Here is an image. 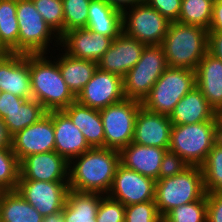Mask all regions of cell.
<instances>
[{
  "label": "cell",
  "instance_id": "cell-1",
  "mask_svg": "<svg viewBox=\"0 0 222 222\" xmlns=\"http://www.w3.org/2000/svg\"><path fill=\"white\" fill-rule=\"evenodd\" d=\"M119 164V151L91 148L69 161V189L107 195Z\"/></svg>",
  "mask_w": 222,
  "mask_h": 222
},
{
  "label": "cell",
  "instance_id": "cell-2",
  "mask_svg": "<svg viewBox=\"0 0 222 222\" xmlns=\"http://www.w3.org/2000/svg\"><path fill=\"white\" fill-rule=\"evenodd\" d=\"M47 54H30V82L32 98L47 112L61 111L72 104L76 97L62 78L57 58Z\"/></svg>",
  "mask_w": 222,
  "mask_h": 222
},
{
  "label": "cell",
  "instance_id": "cell-3",
  "mask_svg": "<svg viewBox=\"0 0 222 222\" xmlns=\"http://www.w3.org/2000/svg\"><path fill=\"white\" fill-rule=\"evenodd\" d=\"M169 67L196 71L208 52V30L180 22H170L161 44Z\"/></svg>",
  "mask_w": 222,
  "mask_h": 222
},
{
  "label": "cell",
  "instance_id": "cell-4",
  "mask_svg": "<svg viewBox=\"0 0 222 222\" xmlns=\"http://www.w3.org/2000/svg\"><path fill=\"white\" fill-rule=\"evenodd\" d=\"M205 196L204 179L199 166H189L178 175L156 181L154 201L161 218L170 210Z\"/></svg>",
  "mask_w": 222,
  "mask_h": 222
},
{
  "label": "cell",
  "instance_id": "cell-5",
  "mask_svg": "<svg viewBox=\"0 0 222 222\" xmlns=\"http://www.w3.org/2000/svg\"><path fill=\"white\" fill-rule=\"evenodd\" d=\"M219 139L217 120L172 125L169 150L177 153L189 166L200 167Z\"/></svg>",
  "mask_w": 222,
  "mask_h": 222
},
{
  "label": "cell",
  "instance_id": "cell-6",
  "mask_svg": "<svg viewBox=\"0 0 222 222\" xmlns=\"http://www.w3.org/2000/svg\"><path fill=\"white\" fill-rule=\"evenodd\" d=\"M196 86V71L167 67L143 99L142 106L154 113L169 116L175 105Z\"/></svg>",
  "mask_w": 222,
  "mask_h": 222
},
{
  "label": "cell",
  "instance_id": "cell-7",
  "mask_svg": "<svg viewBox=\"0 0 222 222\" xmlns=\"http://www.w3.org/2000/svg\"><path fill=\"white\" fill-rule=\"evenodd\" d=\"M16 17L19 25L18 54H48L49 49L52 50L48 48L52 39L53 46H60V37L44 21L32 0H17Z\"/></svg>",
  "mask_w": 222,
  "mask_h": 222
},
{
  "label": "cell",
  "instance_id": "cell-8",
  "mask_svg": "<svg viewBox=\"0 0 222 222\" xmlns=\"http://www.w3.org/2000/svg\"><path fill=\"white\" fill-rule=\"evenodd\" d=\"M168 67L161 45H145L136 65L123 77L125 99L142 102Z\"/></svg>",
  "mask_w": 222,
  "mask_h": 222
},
{
  "label": "cell",
  "instance_id": "cell-9",
  "mask_svg": "<svg viewBox=\"0 0 222 222\" xmlns=\"http://www.w3.org/2000/svg\"><path fill=\"white\" fill-rule=\"evenodd\" d=\"M142 106L140 101H123L100 109L105 134V148L120 151L133 140L137 113Z\"/></svg>",
  "mask_w": 222,
  "mask_h": 222
},
{
  "label": "cell",
  "instance_id": "cell-10",
  "mask_svg": "<svg viewBox=\"0 0 222 222\" xmlns=\"http://www.w3.org/2000/svg\"><path fill=\"white\" fill-rule=\"evenodd\" d=\"M169 24L170 21L145 2L122 11L123 32L145 45H161Z\"/></svg>",
  "mask_w": 222,
  "mask_h": 222
},
{
  "label": "cell",
  "instance_id": "cell-11",
  "mask_svg": "<svg viewBox=\"0 0 222 222\" xmlns=\"http://www.w3.org/2000/svg\"><path fill=\"white\" fill-rule=\"evenodd\" d=\"M16 191L42 216L62 211L69 191L68 181L19 180Z\"/></svg>",
  "mask_w": 222,
  "mask_h": 222
},
{
  "label": "cell",
  "instance_id": "cell-12",
  "mask_svg": "<svg viewBox=\"0 0 222 222\" xmlns=\"http://www.w3.org/2000/svg\"><path fill=\"white\" fill-rule=\"evenodd\" d=\"M156 181L119 164L108 196L124 206L154 201Z\"/></svg>",
  "mask_w": 222,
  "mask_h": 222
},
{
  "label": "cell",
  "instance_id": "cell-13",
  "mask_svg": "<svg viewBox=\"0 0 222 222\" xmlns=\"http://www.w3.org/2000/svg\"><path fill=\"white\" fill-rule=\"evenodd\" d=\"M11 149L19 162L32 154L54 151L53 111L47 112L38 122L13 135Z\"/></svg>",
  "mask_w": 222,
  "mask_h": 222
},
{
  "label": "cell",
  "instance_id": "cell-14",
  "mask_svg": "<svg viewBox=\"0 0 222 222\" xmlns=\"http://www.w3.org/2000/svg\"><path fill=\"white\" fill-rule=\"evenodd\" d=\"M124 99L123 78L98 68L76 97L79 103L98 110L119 103Z\"/></svg>",
  "mask_w": 222,
  "mask_h": 222
},
{
  "label": "cell",
  "instance_id": "cell-15",
  "mask_svg": "<svg viewBox=\"0 0 222 222\" xmlns=\"http://www.w3.org/2000/svg\"><path fill=\"white\" fill-rule=\"evenodd\" d=\"M144 47L145 44L122 31L98 60V69L123 78L139 61Z\"/></svg>",
  "mask_w": 222,
  "mask_h": 222
},
{
  "label": "cell",
  "instance_id": "cell-16",
  "mask_svg": "<svg viewBox=\"0 0 222 222\" xmlns=\"http://www.w3.org/2000/svg\"><path fill=\"white\" fill-rule=\"evenodd\" d=\"M0 90L24 99H31L30 54L0 55Z\"/></svg>",
  "mask_w": 222,
  "mask_h": 222
},
{
  "label": "cell",
  "instance_id": "cell-17",
  "mask_svg": "<svg viewBox=\"0 0 222 222\" xmlns=\"http://www.w3.org/2000/svg\"><path fill=\"white\" fill-rule=\"evenodd\" d=\"M112 41L111 37L91 32L87 28H77L65 32L60 37V47L57 50L62 47L69 56L97 63Z\"/></svg>",
  "mask_w": 222,
  "mask_h": 222
},
{
  "label": "cell",
  "instance_id": "cell-18",
  "mask_svg": "<svg viewBox=\"0 0 222 222\" xmlns=\"http://www.w3.org/2000/svg\"><path fill=\"white\" fill-rule=\"evenodd\" d=\"M69 162L56 151L32 154L20 162L19 180L68 181Z\"/></svg>",
  "mask_w": 222,
  "mask_h": 222
},
{
  "label": "cell",
  "instance_id": "cell-19",
  "mask_svg": "<svg viewBox=\"0 0 222 222\" xmlns=\"http://www.w3.org/2000/svg\"><path fill=\"white\" fill-rule=\"evenodd\" d=\"M172 122L169 116L140 107L134 128L133 143L169 149Z\"/></svg>",
  "mask_w": 222,
  "mask_h": 222
},
{
  "label": "cell",
  "instance_id": "cell-20",
  "mask_svg": "<svg viewBox=\"0 0 222 222\" xmlns=\"http://www.w3.org/2000/svg\"><path fill=\"white\" fill-rule=\"evenodd\" d=\"M55 149L68 162L91 149L83 133L63 111H53Z\"/></svg>",
  "mask_w": 222,
  "mask_h": 222
},
{
  "label": "cell",
  "instance_id": "cell-21",
  "mask_svg": "<svg viewBox=\"0 0 222 222\" xmlns=\"http://www.w3.org/2000/svg\"><path fill=\"white\" fill-rule=\"evenodd\" d=\"M166 150L168 149L130 142L119 151L120 164L157 181Z\"/></svg>",
  "mask_w": 222,
  "mask_h": 222
},
{
  "label": "cell",
  "instance_id": "cell-22",
  "mask_svg": "<svg viewBox=\"0 0 222 222\" xmlns=\"http://www.w3.org/2000/svg\"><path fill=\"white\" fill-rule=\"evenodd\" d=\"M196 86L217 112L222 107V61L207 52L196 69Z\"/></svg>",
  "mask_w": 222,
  "mask_h": 222
},
{
  "label": "cell",
  "instance_id": "cell-23",
  "mask_svg": "<svg viewBox=\"0 0 222 222\" xmlns=\"http://www.w3.org/2000/svg\"><path fill=\"white\" fill-rule=\"evenodd\" d=\"M169 118L172 125L197 124L217 120L216 111L209 105L197 86L175 105Z\"/></svg>",
  "mask_w": 222,
  "mask_h": 222
},
{
  "label": "cell",
  "instance_id": "cell-24",
  "mask_svg": "<svg viewBox=\"0 0 222 222\" xmlns=\"http://www.w3.org/2000/svg\"><path fill=\"white\" fill-rule=\"evenodd\" d=\"M63 111L80 129L91 148H105L103 122L98 109L87 107L75 100Z\"/></svg>",
  "mask_w": 222,
  "mask_h": 222
},
{
  "label": "cell",
  "instance_id": "cell-25",
  "mask_svg": "<svg viewBox=\"0 0 222 222\" xmlns=\"http://www.w3.org/2000/svg\"><path fill=\"white\" fill-rule=\"evenodd\" d=\"M86 28L115 39L122 31V11L104 0H91Z\"/></svg>",
  "mask_w": 222,
  "mask_h": 222
},
{
  "label": "cell",
  "instance_id": "cell-26",
  "mask_svg": "<svg viewBox=\"0 0 222 222\" xmlns=\"http://www.w3.org/2000/svg\"><path fill=\"white\" fill-rule=\"evenodd\" d=\"M56 56L63 80L73 95L77 97L93 77L98 68L97 63L91 60L74 58L64 51Z\"/></svg>",
  "mask_w": 222,
  "mask_h": 222
},
{
  "label": "cell",
  "instance_id": "cell-27",
  "mask_svg": "<svg viewBox=\"0 0 222 222\" xmlns=\"http://www.w3.org/2000/svg\"><path fill=\"white\" fill-rule=\"evenodd\" d=\"M103 194L69 189L62 209L64 222H97L96 216Z\"/></svg>",
  "mask_w": 222,
  "mask_h": 222
},
{
  "label": "cell",
  "instance_id": "cell-28",
  "mask_svg": "<svg viewBox=\"0 0 222 222\" xmlns=\"http://www.w3.org/2000/svg\"><path fill=\"white\" fill-rule=\"evenodd\" d=\"M43 217L16 190L0 191L1 222H42Z\"/></svg>",
  "mask_w": 222,
  "mask_h": 222
},
{
  "label": "cell",
  "instance_id": "cell-29",
  "mask_svg": "<svg viewBox=\"0 0 222 222\" xmlns=\"http://www.w3.org/2000/svg\"><path fill=\"white\" fill-rule=\"evenodd\" d=\"M17 0H0V51L18 53Z\"/></svg>",
  "mask_w": 222,
  "mask_h": 222
},
{
  "label": "cell",
  "instance_id": "cell-30",
  "mask_svg": "<svg viewBox=\"0 0 222 222\" xmlns=\"http://www.w3.org/2000/svg\"><path fill=\"white\" fill-rule=\"evenodd\" d=\"M47 111L35 99H26L20 106L7 112V115L2 119L9 135L12 137L19 131L38 122Z\"/></svg>",
  "mask_w": 222,
  "mask_h": 222
},
{
  "label": "cell",
  "instance_id": "cell-31",
  "mask_svg": "<svg viewBox=\"0 0 222 222\" xmlns=\"http://www.w3.org/2000/svg\"><path fill=\"white\" fill-rule=\"evenodd\" d=\"M200 168L206 193H222V139L213 145Z\"/></svg>",
  "mask_w": 222,
  "mask_h": 222
},
{
  "label": "cell",
  "instance_id": "cell-32",
  "mask_svg": "<svg viewBox=\"0 0 222 222\" xmlns=\"http://www.w3.org/2000/svg\"><path fill=\"white\" fill-rule=\"evenodd\" d=\"M213 0H182L177 22L210 28Z\"/></svg>",
  "mask_w": 222,
  "mask_h": 222
},
{
  "label": "cell",
  "instance_id": "cell-33",
  "mask_svg": "<svg viewBox=\"0 0 222 222\" xmlns=\"http://www.w3.org/2000/svg\"><path fill=\"white\" fill-rule=\"evenodd\" d=\"M20 162L11 147L0 148V191L16 190Z\"/></svg>",
  "mask_w": 222,
  "mask_h": 222
},
{
  "label": "cell",
  "instance_id": "cell-34",
  "mask_svg": "<svg viewBox=\"0 0 222 222\" xmlns=\"http://www.w3.org/2000/svg\"><path fill=\"white\" fill-rule=\"evenodd\" d=\"M162 222H207V193L202 199L170 210Z\"/></svg>",
  "mask_w": 222,
  "mask_h": 222
},
{
  "label": "cell",
  "instance_id": "cell-35",
  "mask_svg": "<svg viewBox=\"0 0 222 222\" xmlns=\"http://www.w3.org/2000/svg\"><path fill=\"white\" fill-rule=\"evenodd\" d=\"M91 0H62L64 33L77 28H86Z\"/></svg>",
  "mask_w": 222,
  "mask_h": 222
},
{
  "label": "cell",
  "instance_id": "cell-36",
  "mask_svg": "<svg viewBox=\"0 0 222 222\" xmlns=\"http://www.w3.org/2000/svg\"><path fill=\"white\" fill-rule=\"evenodd\" d=\"M44 21L61 37L64 34L62 0H32Z\"/></svg>",
  "mask_w": 222,
  "mask_h": 222
},
{
  "label": "cell",
  "instance_id": "cell-37",
  "mask_svg": "<svg viewBox=\"0 0 222 222\" xmlns=\"http://www.w3.org/2000/svg\"><path fill=\"white\" fill-rule=\"evenodd\" d=\"M124 222H162L155 201L125 206Z\"/></svg>",
  "mask_w": 222,
  "mask_h": 222
},
{
  "label": "cell",
  "instance_id": "cell-38",
  "mask_svg": "<svg viewBox=\"0 0 222 222\" xmlns=\"http://www.w3.org/2000/svg\"><path fill=\"white\" fill-rule=\"evenodd\" d=\"M125 206L108 195H103L97 211V222H124Z\"/></svg>",
  "mask_w": 222,
  "mask_h": 222
},
{
  "label": "cell",
  "instance_id": "cell-39",
  "mask_svg": "<svg viewBox=\"0 0 222 222\" xmlns=\"http://www.w3.org/2000/svg\"><path fill=\"white\" fill-rule=\"evenodd\" d=\"M189 167V164L177 153L166 150L159 170V179L172 177L183 172Z\"/></svg>",
  "mask_w": 222,
  "mask_h": 222
},
{
  "label": "cell",
  "instance_id": "cell-40",
  "mask_svg": "<svg viewBox=\"0 0 222 222\" xmlns=\"http://www.w3.org/2000/svg\"><path fill=\"white\" fill-rule=\"evenodd\" d=\"M170 22L178 21L182 0H144Z\"/></svg>",
  "mask_w": 222,
  "mask_h": 222
},
{
  "label": "cell",
  "instance_id": "cell-41",
  "mask_svg": "<svg viewBox=\"0 0 222 222\" xmlns=\"http://www.w3.org/2000/svg\"><path fill=\"white\" fill-rule=\"evenodd\" d=\"M207 222H222V193H207Z\"/></svg>",
  "mask_w": 222,
  "mask_h": 222
},
{
  "label": "cell",
  "instance_id": "cell-42",
  "mask_svg": "<svg viewBox=\"0 0 222 222\" xmlns=\"http://www.w3.org/2000/svg\"><path fill=\"white\" fill-rule=\"evenodd\" d=\"M26 99L16 96L9 92H1L0 95V119L2 120L7 112L20 106Z\"/></svg>",
  "mask_w": 222,
  "mask_h": 222
},
{
  "label": "cell",
  "instance_id": "cell-43",
  "mask_svg": "<svg viewBox=\"0 0 222 222\" xmlns=\"http://www.w3.org/2000/svg\"><path fill=\"white\" fill-rule=\"evenodd\" d=\"M208 53L222 61V32L208 31Z\"/></svg>",
  "mask_w": 222,
  "mask_h": 222
},
{
  "label": "cell",
  "instance_id": "cell-44",
  "mask_svg": "<svg viewBox=\"0 0 222 222\" xmlns=\"http://www.w3.org/2000/svg\"><path fill=\"white\" fill-rule=\"evenodd\" d=\"M208 31L222 32V0L213 2L212 20Z\"/></svg>",
  "mask_w": 222,
  "mask_h": 222
},
{
  "label": "cell",
  "instance_id": "cell-45",
  "mask_svg": "<svg viewBox=\"0 0 222 222\" xmlns=\"http://www.w3.org/2000/svg\"><path fill=\"white\" fill-rule=\"evenodd\" d=\"M104 1L121 11L144 2V0H104Z\"/></svg>",
  "mask_w": 222,
  "mask_h": 222
},
{
  "label": "cell",
  "instance_id": "cell-46",
  "mask_svg": "<svg viewBox=\"0 0 222 222\" xmlns=\"http://www.w3.org/2000/svg\"><path fill=\"white\" fill-rule=\"evenodd\" d=\"M11 147V136L3 121L0 119V148Z\"/></svg>",
  "mask_w": 222,
  "mask_h": 222
},
{
  "label": "cell",
  "instance_id": "cell-47",
  "mask_svg": "<svg viewBox=\"0 0 222 222\" xmlns=\"http://www.w3.org/2000/svg\"><path fill=\"white\" fill-rule=\"evenodd\" d=\"M42 222H64L63 212L59 211L43 217Z\"/></svg>",
  "mask_w": 222,
  "mask_h": 222
},
{
  "label": "cell",
  "instance_id": "cell-48",
  "mask_svg": "<svg viewBox=\"0 0 222 222\" xmlns=\"http://www.w3.org/2000/svg\"><path fill=\"white\" fill-rule=\"evenodd\" d=\"M219 138L222 139V107L216 112Z\"/></svg>",
  "mask_w": 222,
  "mask_h": 222
}]
</instances>
